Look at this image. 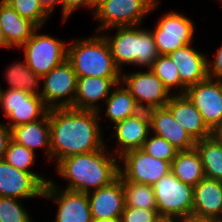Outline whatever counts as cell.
<instances>
[{
    "mask_svg": "<svg viewBox=\"0 0 222 222\" xmlns=\"http://www.w3.org/2000/svg\"><path fill=\"white\" fill-rule=\"evenodd\" d=\"M51 159H61L78 154L90 153L103 148L99 126V112L78 110L72 107L48 110Z\"/></svg>",
    "mask_w": 222,
    "mask_h": 222,
    "instance_id": "obj_1",
    "label": "cell"
},
{
    "mask_svg": "<svg viewBox=\"0 0 222 222\" xmlns=\"http://www.w3.org/2000/svg\"><path fill=\"white\" fill-rule=\"evenodd\" d=\"M119 162L104 146L90 153L63 158L56 164V170L60 177L68 180L66 190L88 193L91 188L96 190L115 181L120 175Z\"/></svg>",
    "mask_w": 222,
    "mask_h": 222,
    "instance_id": "obj_2",
    "label": "cell"
},
{
    "mask_svg": "<svg viewBox=\"0 0 222 222\" xmlns=\"http://www.w3.org/2000/svg\"><path fill=\"white\" fill-rule=\"evenodd\" d=\"M67 60L77 77L121 78L103 35L76 40L67 46Z\"/></svg>",
    "mask_w": 222,
    "mask_h": 222,
    "instance_id": "obj_3",
    "label": "cell"
},
{
    "mask_svg": "<svg viewBox=\"0 0 222 222\" xmlns=\"http://www.w3.org/2000/svg\"><path fill=\"white\" fill-rule=\"evenodd\" d=\"M139 26H117L112 38L103 35L120 71L124 64L148 66L149 69L159 56L151 31Z\"/></svg>",
    "mask_w": 222,
    "mask_h": 222,
    "instance_id": "obj_4",
    "label": "cell"
},
{
    "mask_svg": "<svg viewBox=\"0 0 222 222\" xmlns=\"http://www.w3.org/2000/svg\"><path fill=\"white\" fill-rule=\"evenodd\" d=\"M152 187L160 217L181 219L192 214L193 186L181 182L170 172Z\"/></svg>",
    "mask_w": 222,
    "mask_h": 222,
    "instance_id": "obj_5",
    "label": "cell"
},
{
    "mask_svg": "<svg viewBox=\"0 0 222 222\" xmlns=\"http://www.w3.org/2000/svg\"><path fill=\"white\" fill-rule=\"evenodd\" d=\"M159 3V0H106L95 8L94 18L101 24L96 32L117 26L141 25L143 17Z\"/></svg>",
    "mask_w": 222,
    "mask_h": 222,
    "instance_id": "obj_6",
    "label": "cell"
},
{
    "mask_svg": "<svg viewBox=\"0 0 222 222\" xmlns=\"http://www.w3.org/2000/svg\"><path fill=\"white\" fill-rule=\"evenodd\" d=\"M33 35L20 48L24 49L27 66L39 76L48 74L67 59V44L47 34Z\"/></svg>",
    "mask_w": 222,
    "mask_h": 222,
    "instance_id": "obj_7",
    "label": "cell"
},
{
    "mask_svg": "<svg viewBox=\"0 0 222 222\" xmlns=\"http://www.w3.org/2000/svg\"><path fill=\"white\" fill-rule=\"evenodd\" d=\"M77 78V74L67 59L53 68L48 74L42 76L43 90H40V97L43 99L45 106L48 109L73 108Z\"/></svg>",
    "mask_w": 222,
    "mask_h": 222,
    "instance_id": "obj_8",
    "label": "cell"
},
{
    "mask_svg": "<svg viewBox=\"0 0 222 222\" xmlns=\"http://www.w3.org/2000/svg\"><path fill=\"white\" fill-rule=\"evenodd\" d=\"M0 106L4 110L5 117L11 120L5 123L10 129L40 120L49 110L38 95L18 89L3 90L1 87Z\"/></svg>",
    "mask_w": 222,
    "mask_h": 222,
    "instance_id": "obj_9",
    "label": "cell"
},
{
    "mask_svg": "<svg viewBox=\"0 0 222 222\" xmlns=\"http://www.w3.org/2000/svg\"><path fill=\"white\" fill-rule=\"evenodd\" d=\"M195 26L193 21L177 12H168L160 17L151 31L159 55H165L191 44Z\"/></svg>",
    "mask_w": 222,
    "mask_h": 222,
    "instance_id": "obj_10",
    "label": "cell"
},
{
    "mask_svg": "<svg viewBox=\"0 0 222 222\" xmlns=\"http://www.w3.org/2000/svg\"><path fill=\"white\" fill-rule=\"evenodd\" d=\"M119 161L125 164L124 168H119L120 176L134 183L153 186L171 172V162L156 159L142 149L127 151L119 157Z\"/></svg>",
    "mask_w": 222,
    "mask_h": 222,
    "instance_id": "obj_11",
    "label": "cell"
},
{
    "mask_svg": "<svg viewBox=\"0 0 222 222\" xmlns=\"http://www.w3.org/2000/svg\"><path fill=\"white\" fill-rule=\"evenodd\" d=\"M122 82L135 98L141 110L148 111L165 107L172 96L165 88L163 82L150 69L147 72L121 75V84Z\"/></svg>",
    "mask_w": 222,
    "mask_h": 222,
    "instance_id": "obj_12",
    "label": "cell"
},
{
    "mask_svg": "<svg viewBox=\"0 0 222 222\" xmlns=\"http://www.w3.org/2000/svg\"><path fill=\"white\" fill-rule=\"evenodd\" d=\"M185 95L213 132L222 125V80L207 78L188 87Z\"/></svg>",
    "mask_w": 222,
    "mask_h": 222,
    "instance_id": "obj_13",
    "label": "cell"
},
{
    "mask_svg": "<svg viewBox=\"0 0 222 222\" xmlns=\"http://www.w3.org/2000/svg\"><path fill=\"white\" fill-rule=\"evenodd\" d=\"M61 192V193H60ZM58 204L55 222H92L87 193L60 190L53 181L44 186L43 196Z\"/></svg>",
    "mask_w": 222,
    "mask_h": 222,
    "instance_id": "obj_14",
    "label": "cell"
},
{
    "mask_svg": "<svg viewBox=\"0 0 222 222\" xmlns=\"http://www.w3.org/2000/svg\"><path fill=\"white\" fill-rule=\"evenodd\" d=\"M44 185L32 174L0 160V196L26 199L43 196Z\"/></svg>",
    "mask_w": 222,
    "mask_h": 222,
    "instance_id": "obj_15",
    "label": "cell"
},
{
    "mask_svg": "<svg viewBox=\"0 0 222 222\" xmlns=\"http://www.w3.org/2000/svg\"><path fill=\"white\" fill-rule=\"evenodd\" d=\"M91 191L87 196L92 219L121 217L125 208V195L120 175L109 185Z\"/></svg>",
    "mask_w": 222,
    "mask_h": 222,
    "instance_id": "obj_16",
    "label": "cell"
},
{
    "mask_svg": "<svg viewBox=\"0 0 222 222\" xmlns=\"http://www.w3.org/2000/svg\"><path fill=\"white\" fill-rule=\"evenodd\" d=\"M148 113L153 134L164 138L178 151H188L195 148L196 141L176 122L166 106L148 110Z\"/></svg>",
    "mask_w": 222,
    "mask_h": 222,
    "instance_id": "obj_17",
    "label": "cell"
},
{
    "mask_svg": "<svg viewBox=\"0 0 222 222\" xmlns=\"http://www.w3.org/2000/svg\"><path fill=\"white\" fill-rule=\"evenodd\" d=\"M150 129V116L146 110H141L137 114L116 123L114 135L120 149L113 150V154L117 152L115 156L120 157L127 151L142 149Z\"/></svg>",
    "mask_w": 222,
    "mask_h": 222,
    "instance_id": "obj_18",
    "label": "cell"
},
{
    "mask_svg": "<svg viewBox=\"0 0 222 222\" xmlns=\"http://www.w3.org/2000/svg\"><path fill=\"white\" fill-rule=\"evenodd\" d=\"M176 65L181 83L186 87L196 85L208 78L207 56L185 45L167 54Z\"/></svg>",
    "mask_w": 222,
    "mask_h": 222,
    "instance_id": "obj_19",
    "label": "cell"
},
{
    "mask_svg": "<svg viewBox=\"0 0 222 222\" xmlns=\"http://www.w3.org/2000/svg\"><path fill=\"white\" fill-rule=\"evenodd\" d=\"M166 107L174 119L195 140H203L213 136V131L204 122L202 115L186 95H172Z\"/></svg>",
    "mask_w": 222,
    "mask_h": 222,
    "instance_id": "obj_20",
    "label": "cell"
},
{
    "mask_svg": "<svg viewBox=\"0 0 222 222\" xmlns=\"http://www.w3.org/2000/svg\"><path fill=\"white\" fill-rule=\"evenodd\" d=\"M121 78L78 77L73 108L100 111L97 101L110 96L112 87H117Z\"/></svg>",
    "mask_w": 222,
    "mask_h": 222,
    "instance_id": "obj_21",
    "label": "cell"
},
{
    "mask_svg": "<svg viewBox=\"0 0 222 222\" xmlns=\"http://www.w3.org/2000/svg\"><path fill=\"white\" fill-rule=\"evenodd\" d=\"M192 214L222 221V181L204 178L194 186Z\"/></svg>",
    "mask_w": 222,
    "mask_h": 222,
    "instance_id": "obj_22",
    "label": "cell"
},
{
    "mask_svg": "<svg viewBox=\"0 0 222 222\" xmlns=\"http://www.w3.org/2000/svg\"><path fill=\"white\" fill-rule=\"evenodd\" d=\"M0 27L10 47L20 48L33 35L38 26L21 17L4 0L0 1Z\"/></svg>",
    "mask_w": 222,
    "mask_h": 222,
    "instance_id": "obj_23",
    "label": "cell"
},
{
    "mask_svg": "<svg viewBox=\"0 0 222 222\" xmlns=\"http://www.w3.org/2000/svg\"><path fill=\"white\" fill-rule=\"evenodd\" d=\"M11 139L35 153L44 147L48 160L51 159V137L48 113L40 120L11 128Z\"/></svg>",
    "mask_w": 222,
    "mask_h": 222,
    "instance_id": "obj_24",
    "label": "cell"
},
{
    "mask_svg": "<svg viewBox=\"0 0 222 222\" xmlns=\"http://www.w3.org/2000/svg\"><path fill=\"white\" fill-rule=\"evenodd\" d=\"M171 172L183 183L196 186L205 178L204 168L196 148L179 151L171 162Z\"/></svg>",
    "mask_w": 222,
    "mask_h": 222,
    "instance_id": "obj_25",
    "label": "cell"
},
{
    "mask_svg": "<svg viewBox=\"0 0 222 222\" xmlns=\"http://www.w3.org/2000/svg\"><path fill=\"white\" fill-rule=\"evenodd\" d=\"M120 84H117L118 88L112 89L110 96L105 100L107 103L105 116L114 124L141 111L135 98L126 88L119 86Z\"/></svg>",
    "mask_w": 222,
    "mask_h": 222,
    "instance_id": "obj_26",
    "label": "cell"
},
{
    "mask_svg": "<svg viewBox=\"0 0 222 222\" xmlns=\"http://www.w3.org/2000/svg\"><path fill=\"white\" fill-rule=\"evenodd\" d=\"M205 178L222 181V144L213 136L196 141Z\"/></svg>",
    "mask_w": 222,
    "mask_h": 222,
    "instance_id": "obj_27",
    "label": "cell"
},
{
    "mask_svg": "<svg viewBox=\"0 0 222 222\" xmlns=\"http://www.w3.org/2000/svg\"><path fill=\"white\" fill-rule=\"evenodd\" d=\"M5 78L10 85L9 89H18L38 96L41 94L36 88H39V80L42 77L36 75L25 60L12 64L6 70Z\"/></svg>",
    "mask_w": 222,
    "mask_h": 222,
    "instance_id": "obj_28",
    "label": "cell"
},
{
    "mask_svg": "<svg viewBox=\"0 0 222 222\" xmlns=\"http://www.w3.org/2000/svg\"><path fill=\"white\" fill-rule=\"evenodd\" d=\"M125 195V206L157 209L155 194L151 185L126 181L121 177Z\"/></svg>",
    "mask_w": 222,
    "mask_h": 222,
    "instance_id": "obj_29",
    "label": "cell"
},
{
    "mask_svg": "<svg viewBox=\"0 0 222 222\" xmlns=\"http://www.w3.org/2000/svg\"><path fill=\"white\" fill-rule=\"evenodd\" d=\"M3 160L20 171L32 173L44 186L50 181L29 170V167L34 164L35 153L12 139L7 146Z\"/></svg>",
    "mask_w": 222,
    "mask_h": 222,
    "instance_id": "obj_30",
    "label": "cell"
},
{
    "mask_svg": "<svg viewBox=\"0 0 222 222\" xmlns=\"http://www.w3.org/2000/svg\"><path fill=\"white\" fill-rule=\"evenodd\" d=\"M149 69L163 82L169 93L172 87L179 86L178 95H185L187 88L181 83L178 69L167 54L159 55Z\"/></svg>",
    "mask_w": 222,
    "mask_h": 222,
    "instance_id": "obj_31",
    "label": "cell"
},
{
    "mask_svg": "<svg viewBox=\"0 0 222 222\" xmlns=\"http://www.w3.org/2000/svg\"><path fill=\"white\" fill-rule=\"evenodd\" d=\"M21 17L27 18L38 27L45 24L50 14L42 7L39 0H4Z\"/></svg>",
    "mask_w": 222,
    "mask_h": 222,
    "instance_id": "obj_32",
    "label": "cell"
},
{
    "mask_svg": "<svg viewBox=\"0 0 222 222\" xmlns=\"http://www.w3.org/2000/svg\"><path fill=\"white\" fill-rule=\"evenodd\" d=\"M153 135L152 137L148 136L142 150L156 159L172 162L179 151L164 138L156 134Z\"/></svg>",
    "mask_w": 222,
    "mask_h": 222,
    "instance_id": "obj_33",
    "label": "cell"
},
{
    "mask_svg": "<svg viewBox=\"0 0 222 222\" xmlns=\"http://www.w3.org/2000/svg\"><path fill=\"white\" fill-rule=\"evenodd\" d=\"M19 199L0 196V222H32Z\"/></svg>",
    "mask_w": 222,
    "mask_h": 222,
    "instance_id": "obj_34",
    "label": "cell"
},
{
    "mask_svg": "<svg viewBox=\"0 0 222 222\" xmlns=\"http://www.w3.org/2000/svg\"><path fill=\"white\" fill-rule=\"evenodd\" d=\"M121 222H156L160 215L157 209H143L125 206Z\"/></svg>",
    "mask_w": 222,
    "mask_h": 222,
    "instance_id": "obj_35",
    "label": "cell"
},
{
    "mask_svg": "<svg viewBox=\"0 0 222 222\" xmlns=\"http://www.w3.org/2000/svg\"><path fill=\"white\" fill-rule=\"evenodd\" d=\"M208 78L222 80V45L215 54L213 62L207 61Z\"/></svg>",
    "mask_w": 222,
    "mask_h": 222,
    "instance_id": "obj_36",
    "label": "cell"
},
{
    "mask_svg": "<svg viewBox=\"0 0 222 222\" xmlns=\"http://www.w3.org/2000/svg\"><path fill=\"white\" fill-rule=\"evenodd\" d=\"M60 3L62 4V17L64 22L79 6L89 7V0H60Z\"/></svg>",
    "mask_w": 222,
    "mask_h": 222,
    "instance_id": "obj_37",
    "label": "cell"
},
{
    "mask_svg": "<svg viewBox=\"0 0 222 222\" xmlns=\"http://www.w3.org/2000/svg\"><path fill=\"white\" fill-rule=\"evenodd\" d=\"M10 140L11 129L7 125L0 123V160L4 158Z\"/></svg>",
    "mask_w": 222,
    "mask_h": 222,
    "instance_id": "obj_38",
    "label": "cell"
},
{
    "mask_svg": "<svg viewBox=\"0 0 222 222\" xmlns=\"http://www.w3.org/2000/svg\"><path fill=\"white\" fill-rule=\"evenodd\" d=\"M179 220L180 222H222L218 219H214L211 217L198 216L195 214H189Z\"/></svg>",
    "mask_w": 222,
    "mask_h": 222,
    "instance_id": "obj_39",
    "label": "cell"
},
{
    "mask_svg": "<svg viewBox=\"0 0 222 222\" xmlns=\"http://www.w3.org/2000/svg\"><path fill=\"white\" fill-rule=\"evenodd\" d=\"M42 7L49 13H52L55 4L60 3V0H39Z\"/></svg>",
    "mask_w": 222,
    "mask_h": 222,
    "instance_id": "obj_40",
    "label": "cell"
},
{
    "mask_svg": "<svg viewBox=\"0 0 222 222\" xmlns=\"http://www.w3.org/2000/svg\"><path fill=\"white\" fill-rule=\"evenodd\" d=\"M0 47L2 48H10V46L8 45L5 37H4V34H3V31L0 27Z\"/></svg>",
    "mask_w": 222,
    "mask_h": 222,
    "instance_id": "obj_41",
    "label": "cell"
},
{
    "mask_svg": "<svg viewBox=\"0 0 222 222\" xmlns=\"http://www.w3.org/2000/svg\"><path fill=\"white\" fill-rule=\"evenodd\" d=\"M92 222H121V218L116 217V218H105V219H93Z\"/></svg>",
    "mask_w": 222,
    "mask_h": 222,
    "instance_id": "obj_42",
    "label": "cell"
},
{
    "mask_svg": "<svg viewBox=\"0 0 222 222\" xmlns=\"http://www.w3.org/2000/svg\"><path fill=\"white\" fill-rule=\"evenodd\" d=\"M213 135L222 144V125L213 132Z\"/></svg>",
    "mask_w": 222,
    "mask_h": 222,
    "instance_id": "obj_43",
    "label": "cell"
},
{
    "mask_svg": "<svg viewBox=\"0 0 222 222\" xmlns=\"http://www.w3.org/2000/svg\"><path fill=\"white\" fill-rule=\"evenodd\" d=\"M104 1L106 0H89V8H97Z\"/></svg>",
    "mask_w": 222,
    "mask_h": 222,
    "instance_id": "obj_44",
    "label": "cell"
},
{
    "mask_svg": "<svg viewBox=\"0 0 222 222\" xmlns=\"http://www.w3.org/2000/svg\"><path fill=\"white\" fill-rule=\"evenodd\" d=\"M156 222H180L178 218L160 217Z\"/></svg>",
    "mask_w": 222,
    "mask_h": 222,
    "instance_id": "obj_45",
    "label": "cell"
}]
</instances>
